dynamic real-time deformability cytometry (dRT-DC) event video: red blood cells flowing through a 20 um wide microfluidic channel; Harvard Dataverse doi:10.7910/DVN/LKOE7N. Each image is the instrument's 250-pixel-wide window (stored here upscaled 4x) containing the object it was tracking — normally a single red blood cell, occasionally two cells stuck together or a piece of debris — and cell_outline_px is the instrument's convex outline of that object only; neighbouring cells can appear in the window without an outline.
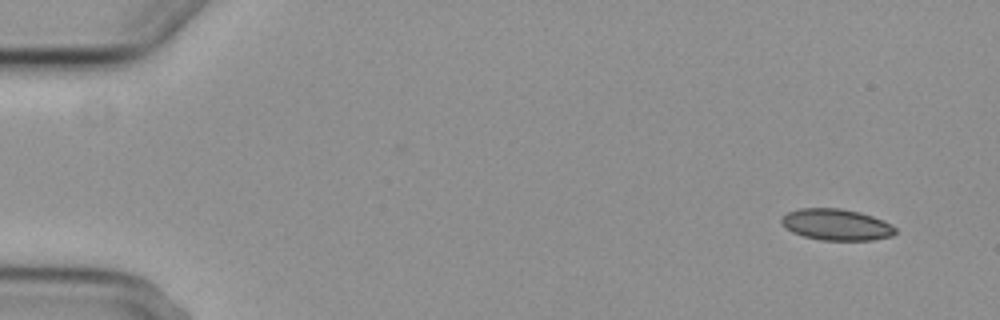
{"species": "common noctule bat (a hibernating species)", "species_latin": "Nyctalus noctula", "temperature_condition": "cold", "stored_images_in_passage": 4, "camera_frame_rate_fps": 3000, "um_per_image_px": 0.085, "animal": {"sex": "female", "body_mass_g": 29.2, "forearm_length_mm": 56.3}, "frame": {"image": 1, "passage_image": 1, "time_ms": 0.0, "image_size_px": [1000, 320], "cell_outline_px": [[896, 232], [892, 236], [872, 240], [820, 240], [804, 236], [792, 232], [780, 220], [788, 212], [800, 208], [840, 208], [860, 212], [884, 220], [896, 228]], "centroid_in_image_um": [71.13, 19.09], "position_along_channel_um": 13.9, "area_um2": 20.69}}